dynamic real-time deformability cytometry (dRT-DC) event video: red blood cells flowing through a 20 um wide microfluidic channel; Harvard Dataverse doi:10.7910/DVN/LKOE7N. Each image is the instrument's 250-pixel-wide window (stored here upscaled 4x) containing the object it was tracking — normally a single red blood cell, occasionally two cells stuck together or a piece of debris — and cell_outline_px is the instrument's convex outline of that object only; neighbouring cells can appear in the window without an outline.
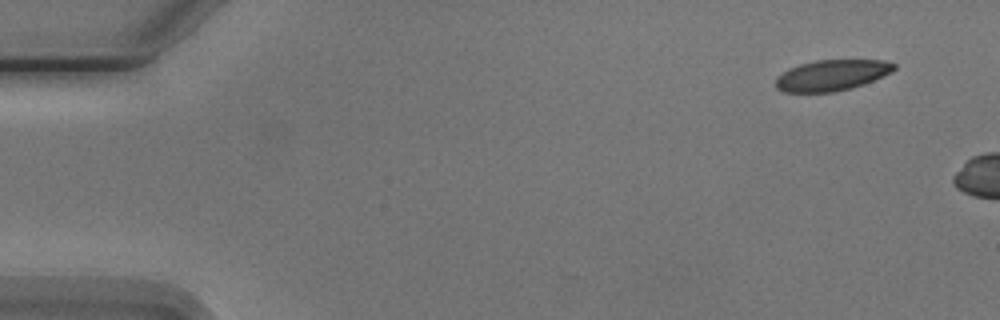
{"species": "Egyptian fruit bat (a non-hibernating species)", "species_latin": "Rousettus aegyptiacus", "temperature_condition": "cold", "stored_images_in_passage": 2, "camera_frame_rate_fps": 3000, "um_per_image_px": 0.085, "animal": {"sex": "male"}, "frame": {"image": 1, "passage_image": 1, "time_ms": 0.0, "image_size_px": [1000, 320], "cell_outline_px": [[896, 68], [892, 72], [884, 76], [864, 84], [852, 88], [832, 92], [784, 92], [776, 88], [776, 80], [784, 72], [800, 64], [816, 60], [884, 60], [896, 64]], "centroid_in_image_um": [70.76, 6.4], "position_along_channel_um": 14.2, "area_um2": 21.15}}